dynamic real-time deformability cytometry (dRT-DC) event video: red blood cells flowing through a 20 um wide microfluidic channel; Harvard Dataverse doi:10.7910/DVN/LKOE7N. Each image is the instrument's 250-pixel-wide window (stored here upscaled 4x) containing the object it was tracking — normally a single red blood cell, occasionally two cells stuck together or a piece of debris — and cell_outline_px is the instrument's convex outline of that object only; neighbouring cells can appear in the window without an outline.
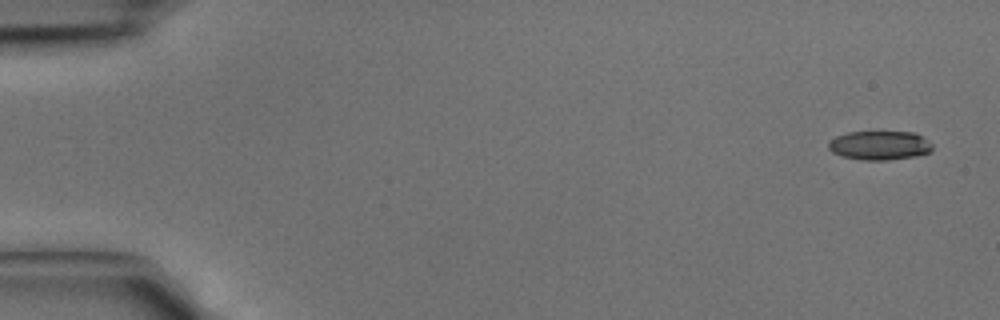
{"species": "common noctule bat (a hibernating species)", "species_latin": "Nyctalus noctula", "temperature_condition": "cold", "stored_images_in_passage": 42, "camera_frame_rate_fps": 3000, "um_per_image_px": 0.085, "animal": {"sex": "male", "body_mass_g": 15.6}, "frame": {"image": 1, "passage_image": 1, "time_ms": 0.0, "image_size_px": [1000, 320], "cell_outline_px": [[932, 152], [916, 156], [888, 160], [860, 160], [844, 156], [832, 152], [828, 148], [828, 140], [836, 136], [848, 132], [916, 132], [928, 140], [932, 144]], "centroid_in_image_um": [74.78, 12.36], "position_along_channel_um": 10.2, "area_um2": 17.74}}
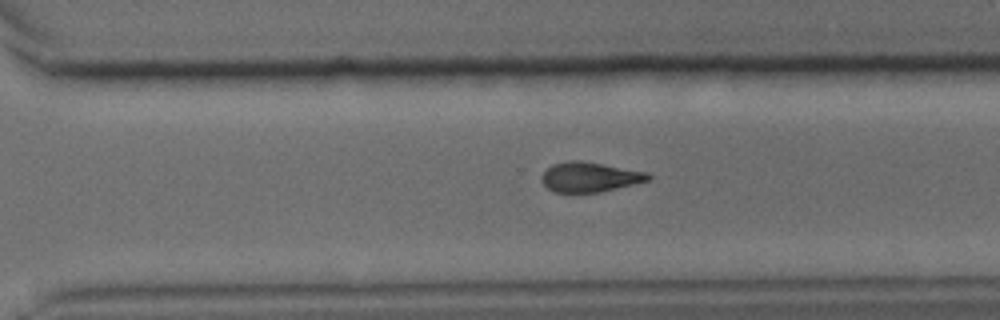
{"frame": {"image": 2, "passage_image": 29, "time_ms": 9.333, "image_size_px": [1000, 320], "cell_outline_px": [[652, 176], [648, 180], [600, 192], [552, 192], [540, 180], [540, 176], [552, 164], [568, 160], [580, 160], [648, 172]], "centroid_in_image_um": [50.08, 15.04], "position_along_channel_um": 320.5, "area_um2": 18.44}}
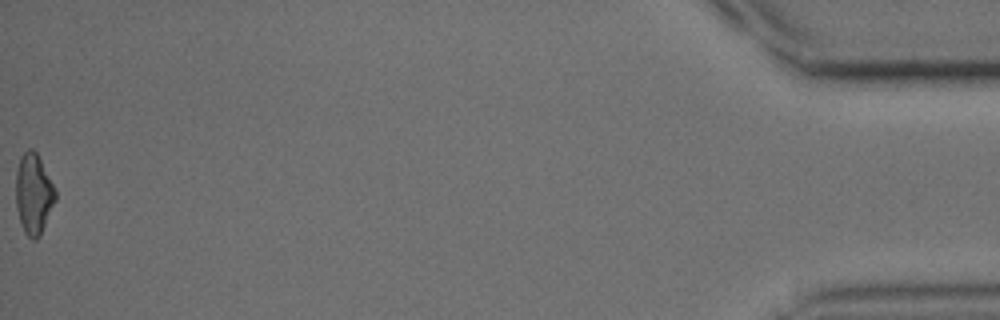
{"frame": {"image": 3, "passage_image": 42, "time_ms": 13.667, "image_size_px": [1000, 320], "cell_outline_px": [[56, 200], [40, 236], [36, 240], [32, 240], [24, 232], [16, 208], [16, 172], [20, 156], [28, 148], [32, 148], [36, 152], [56, 188]], "centroid_in_image_um": [2.86, 16.48], "position_along_channel_um": 432.3, "area_um2": 18.67}}